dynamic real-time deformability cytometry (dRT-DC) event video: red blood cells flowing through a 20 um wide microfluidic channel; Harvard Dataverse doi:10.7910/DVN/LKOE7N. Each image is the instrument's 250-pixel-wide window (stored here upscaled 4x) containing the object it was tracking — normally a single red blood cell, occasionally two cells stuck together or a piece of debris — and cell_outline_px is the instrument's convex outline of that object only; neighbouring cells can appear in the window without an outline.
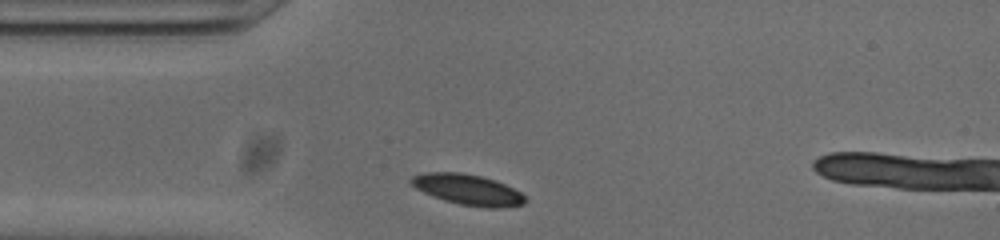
{"species": "common noctule bat (a hibernating species)", "species_latin": "Nyctalus noctula", "temperature_condition": "cold", "stored_images_in_passage": 31, "camera_frame_rate_fps": 3000, "um_per_image_px": 0.085, "animal": {"sex": "male", "body_mass_g": 20.0, "forearm_length_mm": 53.3}, "frame": {"image": 1, "passage_image": 2, "time_ms": 0.333, "image_size_px": [1000, 240], "cell_outline_px": [[528, 200], [524, 204], [504, 208], [488, 208], [460, 204], [444, 200], [424, 192], [416, 188], [408, 180], [412, 176], [424, 172], [460, 172], [480, 176], [496, 180], [520, 192]], "centroid_in_image_um": [39.78, 16.12], "position_along_channel_um": 45.2, "area_um2": 20.35}}
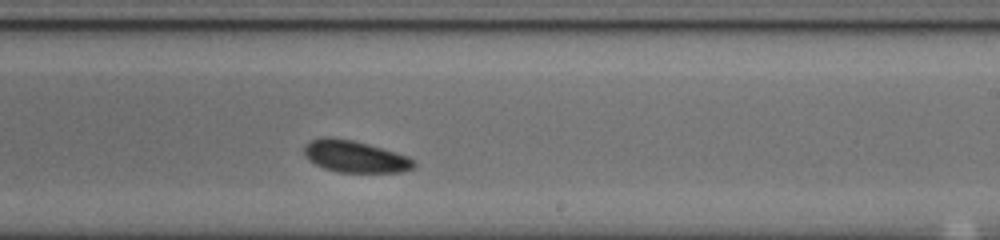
{"frame": {"image": 2, "passage_image": 20, "time_ms": 6.333, "image_size_px": [1000, 240], "cell_outline_px": [[416, 164], [412, 168], [400, 172], [336, 172], [324, 168], [308, 160], [304, 156], [304, 144], [312, 140], [324, 136], [332, 136], [352, 140], [368, 144], [408, 156], [416, 160]], "centroid_in_image_um": [30.14, 13.3], "position_along_channel_um": 258.9, "area_um2": 20.46}}
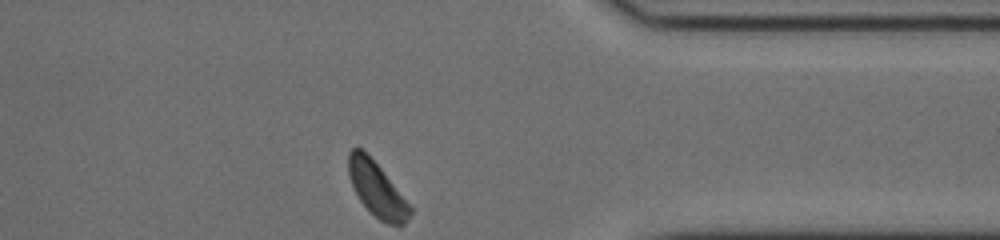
{"frame": {"image": 3, "passage_image": 31, "time_ms": 10.0, "image_size_px": [1000, 240], "cell_outline_px": [[412, 212], [404, 224], [388, 224], [380, 220], [360, 200], [348, 176], [348, 152], [352, 148], [360, 148], [380, 168], [412, 208]], "centroid_in_image_um": [32.01, 16.09], "position_along_channel_um": 379.4, "area_um2": 18.79}, "authors_computed_cell_mechanics": {"area_um2": 20.2878, "velocity_mm_per_s": 3.7314, "shape_relaxation_time_tau1_ms": 0.8458, "shape_relaxation_time_tau2_ms": null, "deformation_change_tau1": 0.0493, "deformation_change_tau2": null}}